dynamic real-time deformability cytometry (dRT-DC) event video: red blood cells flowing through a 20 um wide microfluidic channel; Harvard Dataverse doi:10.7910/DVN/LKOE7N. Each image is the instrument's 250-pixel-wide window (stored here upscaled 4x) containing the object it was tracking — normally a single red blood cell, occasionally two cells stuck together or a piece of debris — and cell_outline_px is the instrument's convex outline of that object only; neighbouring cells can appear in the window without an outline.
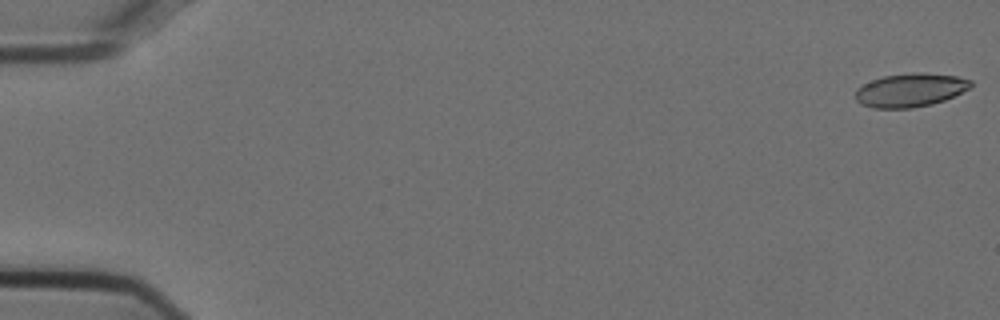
{"species": "Egyptian fruit bat (a non-hibernating species)", "species_latin": "Rousettus aegyptiacus", "temperature_condition": "cold", "stored_images_in_passage": 54, "camera_frame_rate_fps": 3000, "um_per_image_px": 0.085, "animal": {"sex": "female"}, "frame": {"image": 1, "passage_image": 1, "time_ms": 0.0, "image_size_px": [1000, 320], "cell_outline_px": [[972, 88], [944, 100], [932, 104], [912, 108], [872, 108], [860, 104], [856, 100], [856, 88], [872, 80], [884, 76], [912, 72], [920, 72], [956, 76], [972, 80]], "centroid_in_image_um": [77.39, 7.66], "position_along_channel_um": 7.6, "area_um2": 22.66}}
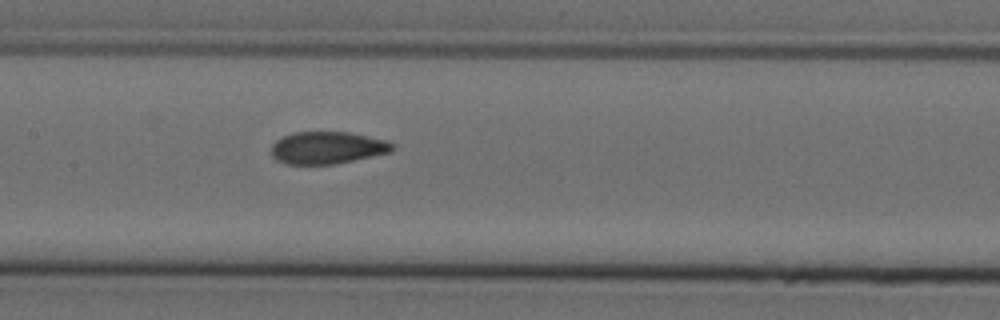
{"frame": {"image": 2, "passage_image": 27, "time_ms": 8.667, "image_size_px": [1000, 320], "cell_outline_px": [[396, 148], [392, 152], [336, 164], [284, 164], [276, 160], [272, 156], [272, 144], [276, 140], [292, 132], [348, 132], [384, 140], [396, 144]], "centroid_in_image_um": [27.83, 12.57], "position_along_channel_um": 179.6, "area_um2": 22.89}}
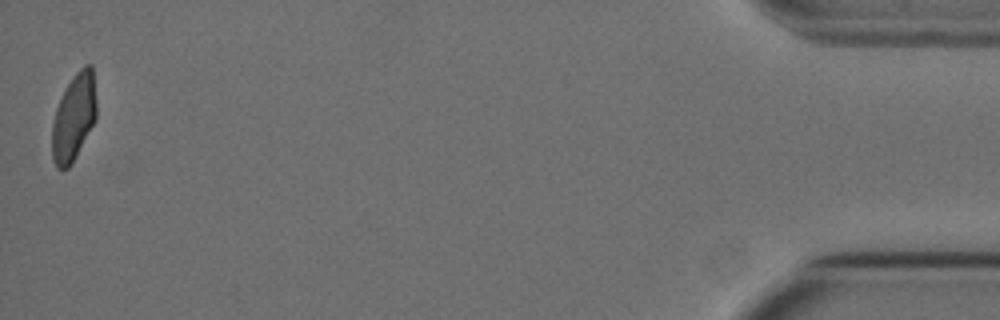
{"frame": {"image": 3, "passage_image": 54, "time_ms": 17.667, "image_size_px": [1000, 320], "cell_outline_px": [[96, 120], [72, 164], [68, 168], [56, 168], [52, 156], [52, 124], [56, 108], [72, 76], [84, 64], [92, 64], [96, 100]], "centroid_in_image_um": [6.29, 9.97], "position_along_channel_um": 428.9, "area_um2": 22.54}, "authors_computed_cell_mechanics": {"area_um2": 23.5824, "velocity_mm_per_s": 3.7564, "shape_relaxation_time_tau1_ms": 6.667, "shape_relaxation_time_tau2_ms": 1.3373, "deformation_change_tau1": 0.1639, "deformation_change_tau2": 0.0595}}